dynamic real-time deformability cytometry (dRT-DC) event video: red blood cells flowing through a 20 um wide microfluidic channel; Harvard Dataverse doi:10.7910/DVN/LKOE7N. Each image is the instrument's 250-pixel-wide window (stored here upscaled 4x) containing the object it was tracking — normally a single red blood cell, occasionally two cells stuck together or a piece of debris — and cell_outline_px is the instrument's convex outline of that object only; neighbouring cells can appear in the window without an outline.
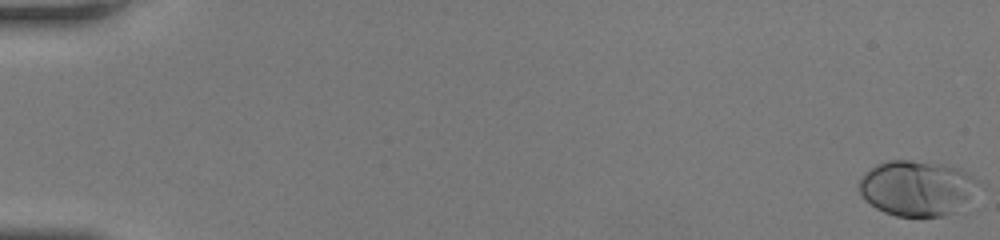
{"species": "human", "species_latin": "Homo sapiens", "temperature_condition": "room temperature", "stored_images_in_passage": 51, "camera_frame_rate_fps": 3000, "um_per_image_px": 0.085, "donor": {"sex": "female"}, "frame": {"image": 1, "passage_image": 1, "time_ms": 0.0, "image_size_px": [1000, 240], "cell_outline_px": [[984, 188], [952, 212], [944, 216], [920, 220], [896, 216], [884, 212], [876, 208], [864, 200], [860, 192], [860, 180], [876, 164], [888, 160], [908, 160], [944, 164], [960, 168], [984, 180]], "centroid_in_image_um": [78.06, 16.02], "position_along_channel_um": 6.9, "area_um2": 39.71}}
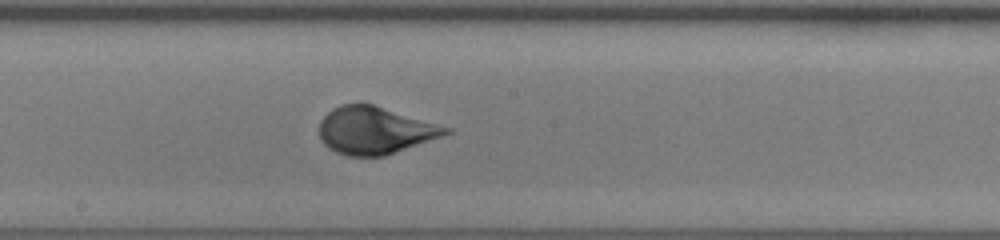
{"frame": {"image": 2, "passage_image": 30, "time_ms": 9.667, "image_size_px": [1000, 240], "cell_outline_px": [[452, 132], [384, 156], [348, 156], [336, 152], [328, 148], [320, 140], [320, 120], [332, 108], [340, 104], [360, 100], [452, 128]], "centroid_in_image_um": [31.81, 11.05], "position_along_channel_um": 216.4, "area_um2": 35.14}}
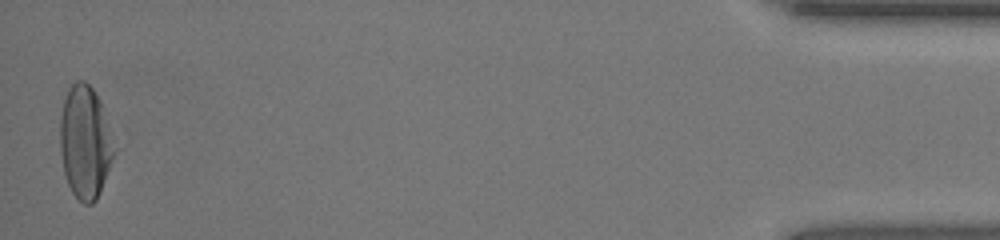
{"frame": {"image": 3, "passage_image": 51, "time_ms": 16.667, "image_size_px": [1000, 240], "cell_outline_px": [[112, 156], [100, 192], [96, 200], [92, 204], [84, 204], [72, 192], [68, 184], [64, 172], [60, 152], [60, 116], [64, 100], [68, 88], [76, 80], [84, 80], [92, 88], [100, 100], [112, 152]], "centroid_in_image_um": [7.15, 12.08], "position_along_channel_um": 428.0, "area_um2": 34.28}, "authors_computed_cell_mechanics": {"area_um2": 34.9112, "velocity_mm_per_s": 4.2402, "shape_relaxation_time_tau1_ms": 3.2126, "shape_relaxation_time_tau2_ms": null, "deformation_change_tau1": 0.1866, "deformation_change_tau2": null}}